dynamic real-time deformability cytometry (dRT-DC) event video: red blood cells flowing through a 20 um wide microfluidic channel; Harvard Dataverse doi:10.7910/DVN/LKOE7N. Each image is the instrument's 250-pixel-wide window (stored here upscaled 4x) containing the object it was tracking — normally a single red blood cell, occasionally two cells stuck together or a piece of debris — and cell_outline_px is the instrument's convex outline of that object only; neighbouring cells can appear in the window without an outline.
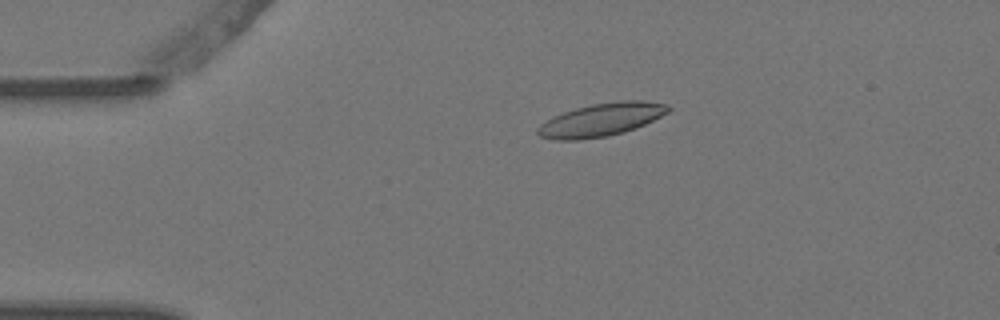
{"species": "Egyptian fruit bat (a non-hibernating species)", "species_latin": "Rousettus aegyptiacus", "temperature_condition": "warm", "stored_images_in_passage": 7, "camera_frame_rate_fps": 3000, "um_per_image_px": 0.085, "animal": {"sex": "female"}, "frame": {"image": 1, "passage_image": 4, "time_ms": 1.0, "image_size_px": [1000, 320], "cell_outline_px": [[672, 108], [668, 112], [644, 124], [608, 136], [580, 140], [556, 140], [540, 136], [536, 132], [536, 128], [540, 124], [552, 116], [576, 108], [592, 104], [616, 100], [640, 100], [668, 104]], "centroid_in_image_um": [51.07, 10.17], "position_along_channel_um": 33.9, "area_um2": 25.03}}
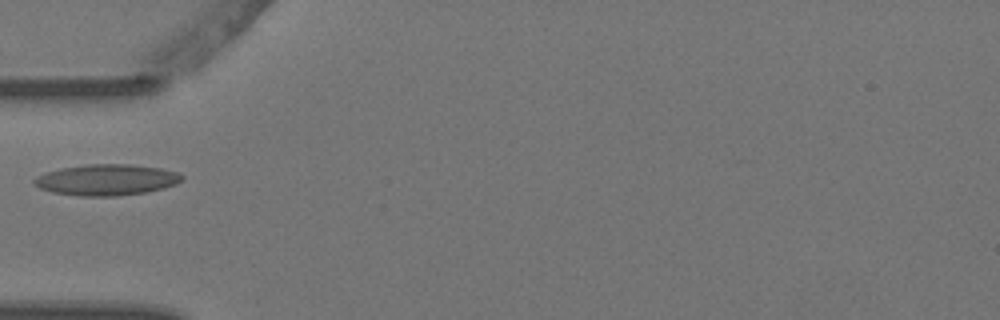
{"frame": {"image": 2, "passage_image": 6, "time_ms": 1.667, "image_size_px": [1000, 320], "cell_outline_px": [[184, 176], [176, 184], [164, 188], [148, 192], [116, 196], [80, 196], [52, 192], [40, 188], [32, 180], [36, 176], [60, 168], [84, 164], [128, 164], [160, 168], [180, 172]], "centroid_in_image_um": [9.08, 15.28], "position_along_channel_um": 75.9, "area_um2": 26.82}}
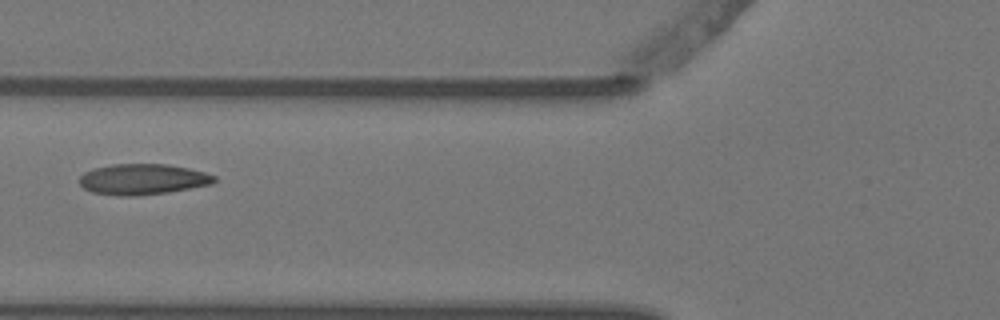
{"frame": {"image": 3, "passage_image": 7, "time_ms": 2.0, "image_size_px": [1000, 320], "cell_outline_px": [[216, 180], [212, 184], [168, 192], [136, 196], [124, 196], [92, 192], [84, 188], [80, 184], [80, 176], [84, 172], [96, 168], [112, 164], [168, 164], [188, 168], [204, 172], [216, 176]], "centroid_in_image_um": [12.14, 15.23], "position_along_channel_um": 113.7, "area_um2": 24.04}}